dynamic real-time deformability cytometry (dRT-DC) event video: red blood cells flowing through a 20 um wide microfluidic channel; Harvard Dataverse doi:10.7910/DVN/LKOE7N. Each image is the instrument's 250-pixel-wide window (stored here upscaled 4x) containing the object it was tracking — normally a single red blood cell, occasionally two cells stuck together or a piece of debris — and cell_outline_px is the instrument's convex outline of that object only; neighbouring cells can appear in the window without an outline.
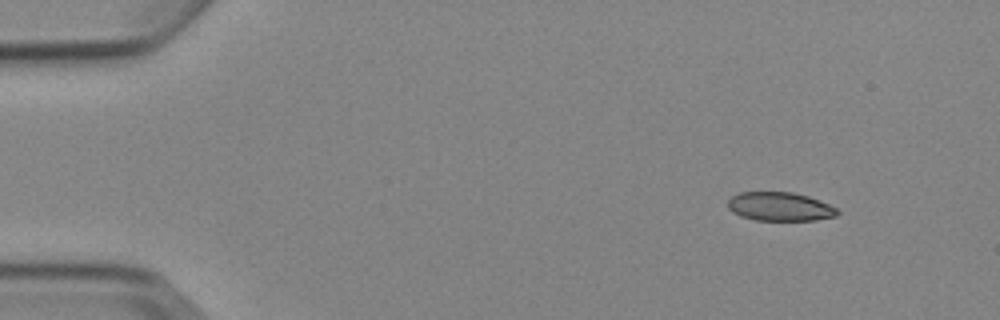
{"species": "Egyptian fruit bat (a non-hibernating species)", "species_latin": "Rousettus aegyptiacus", "temperature_condition": "cold", "stored_images_in_passage": 5, "camera_frame_rate_fps": 3000, "um_per_image_px": 0.085, "animal": {"sex": "female"}, "frame": {"image": 1, "passage_image": 1, "time_ms": 0.0, "image_size_px": [1000, 320], "cell_outline_px": [[840, 212], [836, 216], [816, 220], [756, 220], [740, 216], [732, 212], [728, 208], [728, 200], [732, 196], [740, 192], [792, 192], [808, 196], [828, 204], [836, 208]], "centroid_in_image_um": [66.27, 17.56], "position_along_channel_um": 18.7, "area_um2": 18.32}}
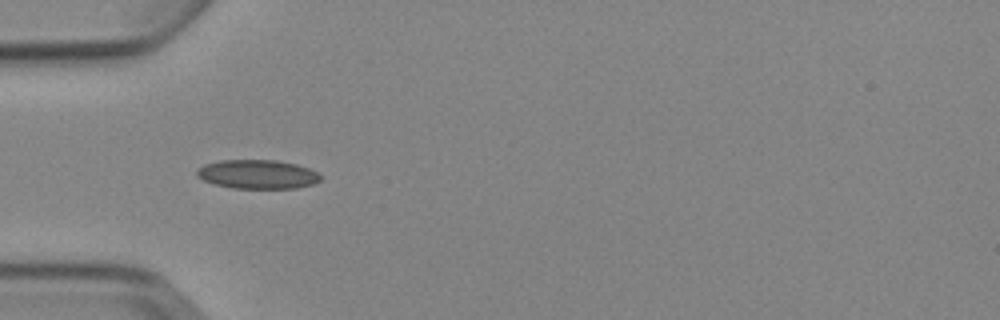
{"frame": {"image": 2, "passage_image": 4, "time_ms": 3.667, "image_size_px": [1000, 320], "cell_outline_px": [[324, 176], [320, 180], [312, 184], [296, 188], [232, 188], [216, 184], [204, 180], [196, 176], [196, 168], [204, 164], [220, 160], [276, 160], [296, 164], [308, 168]], "centroid_in_image_um": [21.88, 14.81], "position_along_channel_um": 63.1, "area_um2": 20.92}}
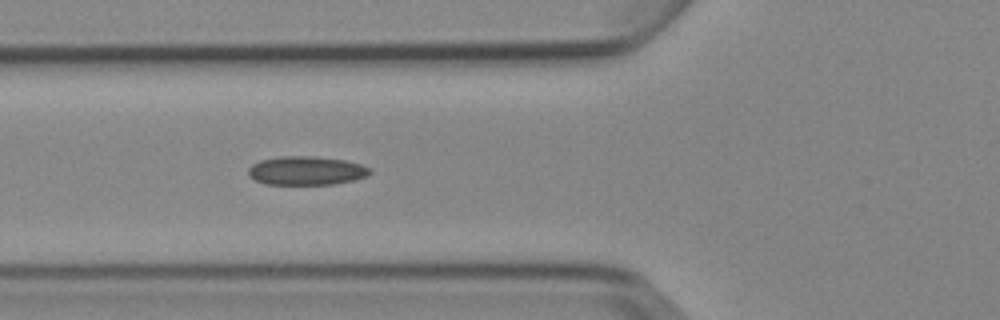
{"frame": {"image": 3, "passage_image": 5, "time_ms": 4.667, "image_size_px": [1000, 320], "cell_outline_px": [[372, 172], [368, 176], [356, 180], [332, 184], [264, 184], [248, 176], [248, 168], [252, 164], [260, 160], [280, 156], [312, 156], [344, 160], [360, 164], [372, 168]], "centroid_in_image_um": [26.05, 14.51], "position_along_channel_um": 99.7, "area_um2": 20.52}}